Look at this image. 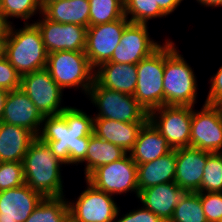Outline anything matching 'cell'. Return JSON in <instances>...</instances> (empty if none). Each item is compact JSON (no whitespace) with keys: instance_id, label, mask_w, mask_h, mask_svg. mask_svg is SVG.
I'll use <instances>...</instances> for the list:
<instances>
[{"instance_id":"1","label":"cell","mask_w":222,"mask_h":222,"mask_svg":"<svg viewBox=\"0 0 222 222\" xmlns=\"http://www.w3.org/2000/svg\"><path fill=\"white\" fill-rule=\"evenodd\" d=\"M82 109L67 107L60 114L43 118L38 138L64 165H79L86 157L94 117Z\"/></svg>"},{"instance_id":"2","label":"cell","mask_w":222,"mask_h":222,"mask_svg":"<svg viewBox=\"0 0 222 222\" xmlns=\"http://www.w3.org/2000/svg\"><path fill=\"white\" fill-rule=\"evenodd\" d=\"M8 25L2 40L3 55L22 76L46 68L48 53L40 30L34 23L15 29Z\"/></svg>"},{"instance_id":"3","label":"cell","mask_w":222,"mask_h":222,"mask_svg":"<svg viewBox=\"0 0 222 222\" xmlns=\"http://www.w3.org/2000/svg\"><path fill=\"white\" fill-rule=\"evenodd\" d=\"M23 164L25 184L43 197H62L63 180L61 166L47 143L38 137L30 144L26 152Z\"/></svg>"},{"instance_id":"4","label":"cell","mask_w":222,"mask_h":222,"mask_svg":"<svg viewBox=\"0 0 222 222\" xmlns=\"http://www.w3.org/2000/svg\"><path fill=\"white\" fill-rule=\"evenodd\" d=\"M178 50L172 40H165L163 105L195 107L198 89L196 75Z\"/></svg>"},{"instance_id":"5","label":"cell","mask_w":222,"mask_h":222,"mask_svg":"<svg viewBox=\"0 0 222 222\" xmlns=\"http://www.w3.org/2000/svg\"><path fill=\"white\" fill-rule=\"evenodd\" d=\"M46 69L63 91L73 87L81 89L87 95L94 82L95 69L85 51L65 50L48 53Z\"/></svg>"},{"instance_id":"6","label":"cell","mask_w":222,"mask_h":222,"mask_svg":"<svg viewBox=\"0 0 222 222\" xmlns=\"http://www.w3.org/2000/svg\"><path fill=\"white\" fill-rule=\"evenodd\" d=\"M87 96L98 107L94 118H105L126 123H146L149 114L133 95L101 87L95 80Z\"/></svg>"},{"instance_id":"7","label":"cell","mask_w":222,"mask_h":222,"mask_svg":"<svg viewBox=\"0 0 222 222\" xmlns=\"http://www.w3.org/2000/svg\"><path fill=\"white\" fill-rule=\"evenodd\" d=\"M162 44L137 63L138 80L133 96L148 114L163 106L165 43Z\"/></svg>"},{"instance_id":"8","label":"cell","mask_w":222,"mask_h":222,"mask_svg":"<svg viewBox=\"0 0 222 222\" xmlns=\"http://www.w3.org/2000/svg\"><path fill=\"white\" fill-rule=\"evenodd\" d=\"M86 180L96 189L113 196L127 192L136 193L137 198L139 195L137 164L129 154L120 160L99 166Z\"/></svg>"},{"instance_id":"9","label":"cell","mask_w":222,"mask_h":222,"mask_svg":"<svg viewBox=\"0 0 222 222\" xmlns=\"http://www.w3.org/2000/svg\"><path fill=\"white\" fill-rule=\"evenodd\" d=\"M193 106L163 105L149 113V120L175 150L190 147Z\"/></svg>"},{"instance_id":"10","label":"cell","mask_w":222,"mask_h":222,"mask_svg":"<svg viewBox=\"0 0 222 222\" xmlns=\"http://www.w3.org/2000/svg\"><path fill=\"white\" fill-rule=\"evenodd\" d=\"M20 89L43 117L60 114L68 107L61 106L63 90L51 78L46 68L22 75Z\"/></svg>"},{"instance_id":"11","label":"cell","mask_w":222,"mask_h":222,"mask_svg":"<svg viewBox=\"0 0 222 222\" xmlns=\"http://www.w3.org/2000/svg\"><path fill=\"white\" fill-rule=\"evenodd\" d=\"M85 181L88 186L76 201H67L69 216L75 222H114L119 207L113 195L98 190L86 179Z\"/></svg>"},{"instance_id":"12","label":"cell","mask_w":222,"mask_h":222,"mask_svg":"<svg viewBox=\"0 0 222 222\" xmlns=\"http://www.w3.org/2000/svg\"><path fill=\"white\" fill-rule=\"evenodd\" d=\"M129 23L130 21L123 16L110 23L88 27L85 54L94 69L111 59Z\"/></svg>"},{"instance_id":"13","label":"cell","mask_w":222,"mask_h":222,"mask_svg":"<svg viewBox=\"0 0 222 222\" xmlns=\"http://www.w3.org/2000/svg\"><path fill=\"white\" fill-rule=\"evenodd\" d=\"M190 147L211 153L222 152V116L215 105L192 109Z\"/></svg>"},{"instance_id":"14","label":"cell","mask_w":222,"mask_h":222,"mask_svg":"<svg viewBox=\"0 0 222 222\" xmlns=\"http://www.w3.org/2000/svg\"><path fill=\"white\" fill-rule=\"evenodd\" d=\"M43 16V17H42ZM34 21L40 30L47 53L56 51H85L87 27L75 24H61L47 19Z\"/></svg>"},{"instance_id":"15","label":"cell","mask_w":222,"mask_h":222,"mask_svg":"<svg viewBox=\"0 0 222 222\" xmlns=\"http://www.w3.org/2000/svg\"><path fill=\"white\" fill-rule=\"evenodd\" d=\"M148 33V24L129 23L122 34L120 44L109 62L137 64L160 47Z\"/></svg>"},{"instance_id":"16","label":"cell","mask_w":222,"mask_h":222,"mask_svg":"<svg viewBox=\"0 0 222 222\" xmlns=\"http://www.w3.org/2000/svg\"><path fill=\"white\" fill-rule=\"evenodd\" d=\"M43 198L26 184L0 191V222H25Z\"/></svg>"},{"instance_id":"17","label":"cell","mask_w":222,"mask_h":222,"mask_svg":"<svg viewBox=\"0 0 222 222\" xmlns=\"http://www.w3.org/2000/svg\"><path fill=\"white\" fill-rule=\"evenodd\" d=\"M43 118L35 104L21 89L8 92L1 122L27 128L38 136Z\"/></svg>"},{"instance_id":"18","label":"cell","mask_w":222,"mask_h":222,"mask_svg":"<svg viewBox=\"0 0 222 222\" xmlns=\"http://www.w3.org/2000/svg\"><path fill=\"white\" fill-rule=\"evenodd\" d=\"M207 162V151L193 147L176 149L175 183L186 192H198Z\"/></svg>"},{"instance_id":"19","label":"cell","mask_w":222,"mask_h":222,"mask_svg":"<svg viewBox=\"0 0 222 222\" xmlns=\"http://www.w3.org/2000/svg\"><path fill=\"white\" fill-rule=\"evenodd\" d=\"M186 193L175 182H168L141 190L138 199L144 208L169 222L176 205Z\"/></svg>"},{"instance_id":"20","label":"cell","mask_w":222,"mask_h":222,"mask_svg":"<svg viewBox=\"0 0 222 222\" xmlns=\"http://www.w3.org/2000/svg\"><path fill=\"white\" fill-rule=\"evenodd\" d=\"M137 64L104 62L95 68L94 80L104 88L133 95L138 80Z\"/></svg>"},{"instance_id":"21","label":"cell","mask_w":222,"mask_h":222,"mask_svg":"<svg viewBox=\"0 0 222 222\" xmlns=\"http://www.w3.org/2000/svg\"><path fill=\"white\" fill-rule=\"evenodd\" d=\"M36 138L27 128L0 122V162H22Z\"/></svg>"},{"instance_id":"22","label":"cell","mask_w":222,"mask_h":222,"mask_svg":"<svg viewBox=\"0 0 222 222\" xmlns=\"http://www.w3.org/2000/svg\"><path fill=\"white\" fill-rule=\"evenodd\" d=\"M172 148L159 130L148 120L139 132L133 148L128 152L132 160L138 164L154 161L169 153Z\"/></svg>"},{"instance_id":"23","label":"cell","mask_w":222,"mask_h":222,"mask_svg":"<svg viewBox=\"0 0 222 222\" xmlns=\"http://www.w3.org/2000/svg\"><path fill=\"white\" fill-rule=\"evenodd\" d=\"M176 149L160 156L154 161L137 165L138 190L168 182H175Z\"/></svg>"},{"instance_id":"24","label":"cell","mask_w":222,"mask_h":222,"mask_svg":"<svg viewBox=\"0 0 222 222\" xmlns=\"http://www.w3.org/2000/svg\"><path fill=\"white\" fill-rule=\"evenodd\" d=\"M144 124L94 118L93 134L98 138L120 146L128 153L133 148Z\"/></svg>"},{"instance_id":"25","label":"cell","mask_w":222,"mask_h":222,"mask_svg":"<svg viewBox=\"0 0 222 222\" xmlns=\"http://www.w3.org/2000/svg\"><path fill=\"white\" fill-rule=\"evenodd\" d=\"M42 14L49 20L61 24H75L89 27V0H56L42 8Z\"/></svg>"},{"instance_id":"26","label":"cell","mask_w":222,"mask_h":222,"mask_svg":"<svg viewBox=\"0 0 222 222\" xmlns=\"http://www.w3.org/2000/svg\"><path fill=\"white\" fill-rule=\"evenodd\" d=\"M128 153L120 146L90 135L86 157L81 163H86L85 179L99 166L112 163L125 157Z\"/></svg>"},{"instance_id":"27","label":"cell","mask_w":222,"mask_h":222,"mask_svg":"<svg viewBox=\"0 0 222 222\" xmlns=\"http://www.w3.org/2000/svg\"><path fill=\"white\" fill-rule=\"evenodd\" d=\"M68 199L44 197L25 222H64L69 217Z\"/></svg>"},{"instance_id":"28","label":"cell","mask_w":222,"mask_h":222,"mask_svg":"<svg viewBox=\"0 0 222 222\" xmlns=\"http://www.w3.org/2000/svg\"><path fill=\"white\" fill-rule=\"evenodd\" d=\"M169 222H208L201 204L200 192H187L176 205Z\"/></svg>"},{"instance_id":"29","label":"cell","mask_w":222,"mask_h":222,"mask_svg":"<svg viewBox=\"0 0 222 222\" xmlns=\"http://www.w3.org/2000/svg\"><path fill=\"white\" fill-rule=\"evenodd\" d=\"M89 4V26L110 23L124 16L122 0H89Z\"/></svg>"},{"instance_id":"30","label":"cell","mask_w":222,"mask_h":222,"mask_svg":"<svg viewBox=\"0 0 222 222\" xmlns=\"http://www.w3.org/2000/svg\"><path fill=\"white\" fill-rule=\"evenodd\" d=\"M124 16L131 23L147 24L149 20L167 15L159 8L156 0H125Z\"/></svg>"},{"instance_id":"31","label":"cell","mask_w":222,"mask_h":222,"mask_svg":"<svg viewBox=\"0 0 222 222\" xmlns=\"http://www.w3.org/2000/svg\"><path fill=\"white\" fill-rule=\"evenodd\" d=\"M37 12L42 13L40 0H3L0 7L1 18L7 26L13 24L9 18H21L28 23Z\"/></svg>"},{"instance_id":"32","label":"cell","mask_w":222,"mask_h":222,"mask_svg":"<svg viewBox=\"0 0 222 222\" xmlns=\"http://www.w3.org/2000/svg\"><path fill=\"white\" fill-rule=\"evenodd\" d=\"M200 193L222 192V152H208Z\"/></svg>"},{"instance_id":"33","label":"cell","mask_w":222,"mask_h":222,"mask_svg":"<svg viewBox=\"0 0 222 222\" xmlns=\"http://www.w3.org/2000/svg\"><path fill=\"white\" fill-rule=\"evenodd\" d=\"M25 184L22 162H0V191Z\"/></svg>"},{"instance_id":"34","label":"cell","mask_w":222,"mask_h":222,"mask_svg":"<svg viewBox=\"0 0 222 222\" xmlns=\"http://www.w3.org/2000/svg\"><path fill=\"white\" fill-rule=\"evenodd\" d=\"M201 204L208 222L222 220V192L200 193Z\"/></svg>"},{"instance_id":"35","label":"cell","mask_w":222,"mask_h":222,"mask_svg":"<svg viewBox=\"0 0 222 222\" xmlns=\"http://www.w3.org/2000/svg\"><path fill=\"white\" fill-rule=\"evenodd\" d=\"M21 75L2 54L0 56V88L6 91L20 89Z\"/></svg>"},{"instance_id":"36","label":"cell","mask_w":222,"mask_h":222,"mask_svg":"<svg viewBox=\"0 0 222 222\" xmlns=\"http://www.w3.org/2000/svg\"><path fill=\"white\" fill-rule=\"evenodd\" d=\"M119 213L120 207L117 211L114 222H165L158 215H155L152 211L144 208L143 206L136 210L133 209L129 213L127 212L125 215L123 214L120 218H118V216H120Z\"/></svg>"},{"instance_id":"37","label":"cell","mask_w":222,"mask_h":222,"mask_svg":"<svg viewBox=\"0 0 222 222\" xmlns=\"http://www.w3.org/2000/svg\"><path fill=\"white\" fill-rule=\"evenodd\" d=\"M210 83V89L204 103L208 105H216L222 100V66L219 67L214 76L212 75Z\"/></svg>"},{"instance_id":"38","label":"cell","mask_w":222,"mask_h":222,"mask_svg":"<svg viewBox=\"0 0 222 222\" xmlns=\"http://www.w3.org/2000/svg\"><path fill=\"white\" fill-rule=\"evenodd\" d=\"M183 0H156L159 8L168 16L172 14Z\"/></svg>"},{"instance_id":"39","label":"cell","mask_w":222,"mask_h":222,"mask_svg":"<svg viewBox=\"0 0 222 222\" xmlns=\"http://www.w3.org/2000/svg\"><path fill=\"white\" fill-rule=\"evenodd\" d=\"M196 1L204 7H220V6H222V0H196Z\"/></svg>"},{"instance_id":"40","label":"cell","mask_w":222,"mask_h":222,"mask_svg":"<svg viewBox=\"0 0 222 222\" xmlns=\"http://www.w3.org/2000/svg\"><path fill=\"white\" fill-rule=\"evenodd\" d=\"M7 94H8V91L0 88V122H1L2 117H3V109H4V106H5V101H6V98H7Z\"/></svg>"},{"instance_id":"41","label":"cell","mask_w":222,"mask_h":222,"mask_svg":"<svg viewBox=\"0 0 222 222\" xmlns=\"http://www.w3.org/2000/svg\"><path fill=\"white\" fill-rule=\"evenodd\" d=\"M6 27H7V25L4 23V21L1 18V15H0V42H2V40L4 38Z\"/></svg>"},{"instance_id":"42","label":"cell","mask_w":222,"mask_h":222,"mask_svg":"<svg viewBox=\"0 0 222 222\" xmlns=\"http://www.w3.org/2000/svg\"><path fill=\"white\" fill-rule=\"evenodd\" d=\"M56 0H40L41 7L43 8L47 3L53 2Z\"/></svg>"},{"instance_id":"43","label":"cell","mask_w":222,"mask_h":222,"mask_svg":"<svg viewBox=\"0 0 222 222\" xmlns=\"http://www.w3.org/2000/svg\"><path fill=\"white\" fill-rule=\"evenodd\" d=\"M215 106L220 110V113H221V116H222V100L219 101Z\"/></svg>"},{"instance_id":"44","label":"cell","mask_w":222,"mask_h":222,"mask_svg":"<svg viewBox=\"0 0 222 222\" xmlns=\"http://www.w3.org/2000/svg\"><path fill=\"white\" fill-rule=\"evenodd\" d=\"M64 222H75L70 216Z\"/></svg>"},{"instance_id":"45","label":"cell","mask_w":222,"mask_h":222,"mask_svg":"<svg viewBox=\"0 0 222 222\" xmlns=\"http://www.w3.org/2000/svg\"><path fill=\"white\" fill-rule=\"evenodd\" d=\"M3 54V51H2V42H0V56Z\"/></svg>"}]
</instances>
